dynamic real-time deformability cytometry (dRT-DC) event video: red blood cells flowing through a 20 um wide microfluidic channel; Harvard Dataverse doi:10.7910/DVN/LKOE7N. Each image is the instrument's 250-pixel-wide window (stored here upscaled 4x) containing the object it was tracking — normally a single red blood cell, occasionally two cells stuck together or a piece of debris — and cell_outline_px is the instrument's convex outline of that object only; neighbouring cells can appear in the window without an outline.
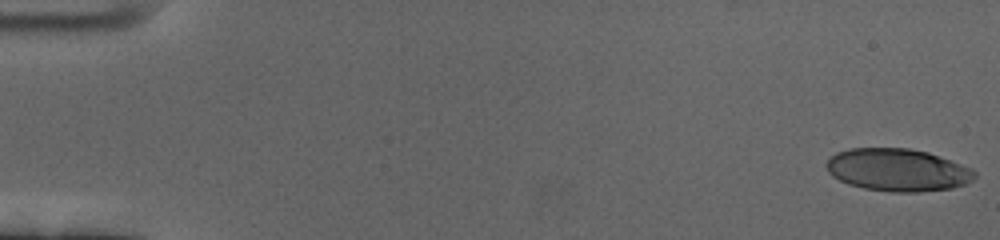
{"species": "human", "species_latin": "Homo sapiens", "temperature_condition": "cold", "stored_images_in_passage": 59, "camera_frame_rate_fps": 3000, "um_per_image_px": 0.085, "donor": {"sex": "female"}, "frame": {"image": 1, "passage_image": 1, "time_ms": 0.0, "image_size_px": [1000, 240], "cell_outline_px": [[976, 176], [972, 180], [964, 184], [952, 188], [920, 192], [892, 192], [864, 188], [848, 184], [832, 176], [828, 172], [824, 164], [836, 152], [848, 148], [908, 148], [928, 152], [972, 168], [976, 172]], "centroid_in_image_um": [76.28, 14.44], "position_along_channel_um": 8.7, "area_um2": 36.88}}
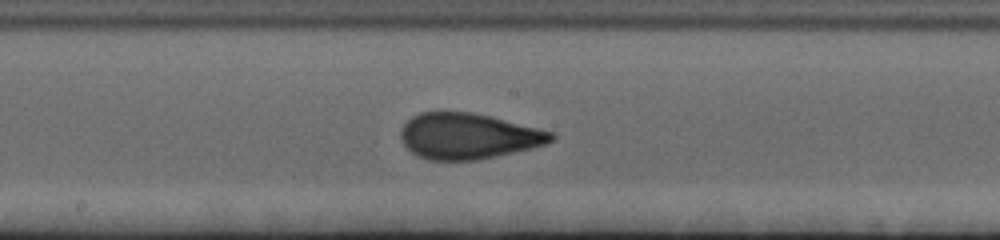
{"frame": {"image": 2, "passage_image": 32, "time_ms": 10.333, "image_size_px": [1000, 240], "cell_outline_px": [[556, 140], [532, 148], [476, 160], [428, 160], [412, 152], [404, 144], [400, 136], [400, 132], [404, 124], [412, 116], [420, 112], [472, 112], [492, 116], [552, 132], [556, 136]], "centroid_in_image_um": [39.8, 11.56], "position_along_channel_um": 208.4, "area_um2": 40.0}}
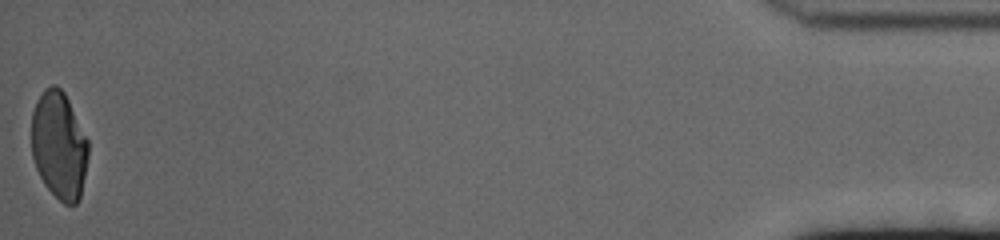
{"frame": {"image": 3, "passage_image": 59, "time_ms": 19.333, "image_size_px": [1000, 240], "cell_outline_px": [[88, 156], [80, 196], [76, 204], [64, 204], [44, 184], [36, 168], [32, 156], [32, 112], [36, 100], [44, 88], [52, 84], [56, 84], [64, 92], [88, 140]], "centroid_in_image_um": [5.0, 12.32], "position_along_channel_um": 430.2, "area_um2": 35.43}, "authors_computed_cell_mechanics": {"area_um2": 38.9572, "velocity_mm_per_s": 3.4518, "shape_relaxation_time_tau1_ms": 4.9628, "shape_relaxation_time_tau2_ms": 0.9979, "deformation_change_tau1": 0.1903, "deformation_change_tau2": 0.0788}}